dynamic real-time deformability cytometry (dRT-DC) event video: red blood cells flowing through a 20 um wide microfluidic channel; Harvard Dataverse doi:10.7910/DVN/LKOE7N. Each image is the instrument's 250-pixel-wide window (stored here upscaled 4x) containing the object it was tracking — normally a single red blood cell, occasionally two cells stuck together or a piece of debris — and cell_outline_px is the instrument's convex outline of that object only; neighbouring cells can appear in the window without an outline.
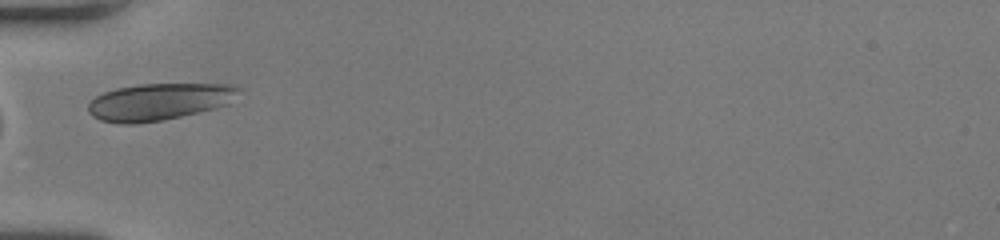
{"species": "human", "species_latin": "Homo sapiens", "temperature_condition": "room temperature", "stored_images_in_passage": 13, "camera_frame_rate_fps": 3000, "um_per_image_px": 0.085, "donor": {"sex": "female"}, "frame": {"image": 1, "passage_image": 1, "time_ms": 0.0, "image_size_px": [1000, 240], "cell_outline_px": [[240, 88], [228, 104], [216, 108], [180, 116], [160, 120], [136, 124], [120, 124], [100, 120], [92, 116], [88, 112], [88, 104], [96, 96], [104, 92], [116, 88], [140, 84], [232, 84]], "centroid_in_image_um": [13.47, 8.65], "position_along_channel_um": 71.5, "area_um2": 32.19}}